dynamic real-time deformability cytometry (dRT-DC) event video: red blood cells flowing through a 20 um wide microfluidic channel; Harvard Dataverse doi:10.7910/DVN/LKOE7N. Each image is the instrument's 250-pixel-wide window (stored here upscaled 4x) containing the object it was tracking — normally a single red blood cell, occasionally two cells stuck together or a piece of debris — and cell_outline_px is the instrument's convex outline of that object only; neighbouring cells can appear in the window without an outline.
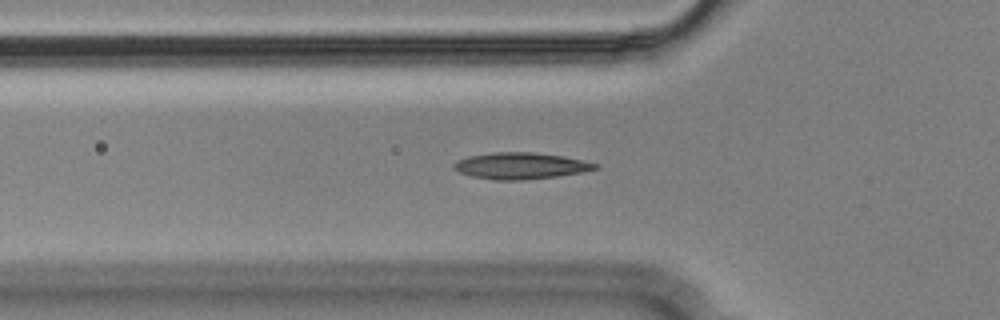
{"species": "Egyptian fruit bat (a non-hibernating species)", "species_latin": "Rousettus aegyptiacus", "temperature_condition": "cold", "stored_images_in_passage": 40, "camera_frame_rate_fps": 3000, "um_per_image_px": 0.085, "animal": {"sex": "male"}, "frame": {"image": 1, "passage_image": 3, "time_ms": 0.667, "image_size_px": [1000, 320], "cell_outline_px": [[600, 168], [580, 172], [556, 176], [520, 180], [496, 180], [472, 176], [460, 172], [452, 168], [452, 164], [456, 160], [468, 156], [492, 152], [532, 152], [564, 156], [600, 164]], "centroid_in_image_um": [44.23, 14.08], "position_along_channel_um": 81.6, "area_um2": 21.79}}
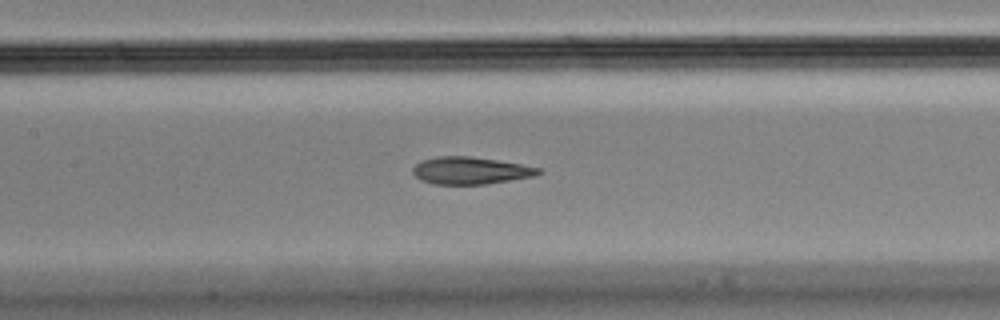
{"frame": {"image": 2, "passage_image": 10, "time_ms": 3.0, "image_size_px": [1000, 320], "cell_outline_px": [[544, 172], [536, 176], [488, 184], [432, 184], [420, 180], [412, 172], [412, 168], [420, 160], [436, 156], [468, 156], [496, 160], [520, 164], [540, 168]], "centroid_in_image_um": [39.98, 14.5], "position_along_channel_um": 167.4, "area_um2": 20.11}}
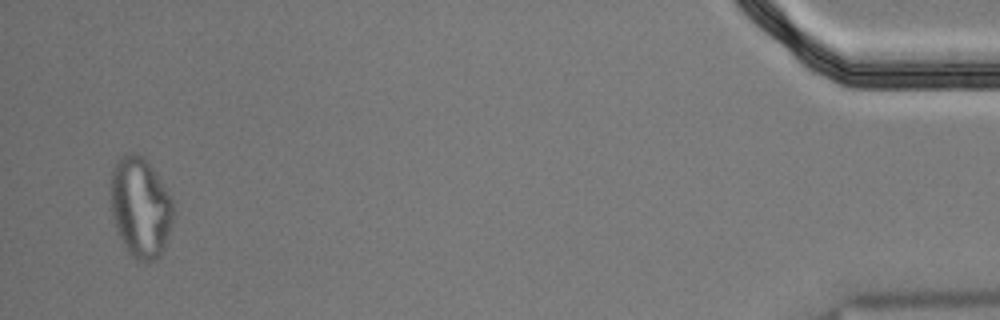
{"frame": {"image": 3, "passage_image": 38, "time_ms": 12.333, "image_size_px": [1000, 320], "cell_outline_px": [[172, 220], [164, 248], [160, 256], [156, 260], [136, 260], [132, 256], [124, 244], [120, 236], [112, 212], [112, 168], [116, 160], [128, 152], [136, 152], [144, 156], [168, 192], [172, 200]], "centroid_in_image_um": [11.94, 17.58], "position_along_channel_um": 423.3, "area_um2": 35.84}, "authors_computed_cell_mechanics": {"area_um2": 21.4149, "velocity_mm_per_s": 3.6389, "shape_relaxation_time_tau1_ms": null, "shape_relaxation_time_tau2_ms": 3.0204, "deformation_change_tau1": null, "deformation_change_tau2": 0.1039}}